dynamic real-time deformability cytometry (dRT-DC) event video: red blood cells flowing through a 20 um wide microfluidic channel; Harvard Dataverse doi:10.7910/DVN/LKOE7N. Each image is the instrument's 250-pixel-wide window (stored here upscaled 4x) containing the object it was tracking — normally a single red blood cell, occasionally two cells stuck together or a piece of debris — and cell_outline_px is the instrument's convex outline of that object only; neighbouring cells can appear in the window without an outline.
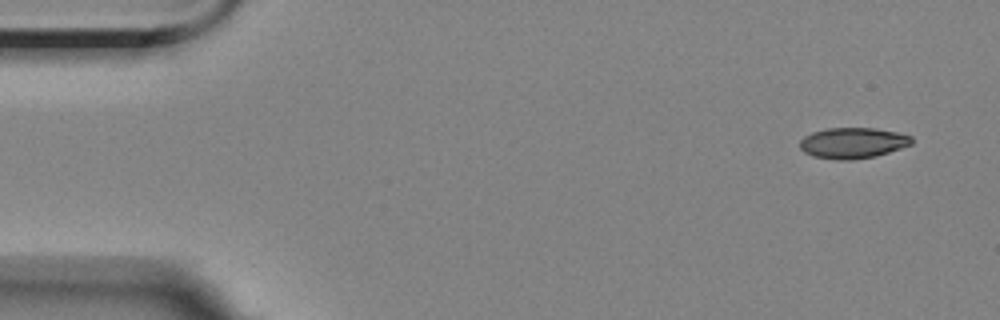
{"species": "Egyptian fruit bat (a non-hibernating species)", "species_latin": "Rousettus aegyptiacus", "temperature_condition": "room temperature", "stored_images_in_passage": 7, "camera_frame_rate_fps": 3000, "um_per_image_px": 0.085, "animal": {"sex": "female"}, "frame": {"image": 1, "passage_image": 1, "time_ms": 0.0, "image_size_px": [1000, 320], "cell_outline_px": [[912, 144], [876, 156], [852, 160], [836, 160], [812, 156], [804, 152], [800, 148], [800, 140], [804, 136], [812, 132], [828, 128], [876, 128], [896, 132], [912, 136]], "centroid_in_image_um": [72.47, 12.15], "position_along_channel_um": 12.5, "area_um2": 20.11}}
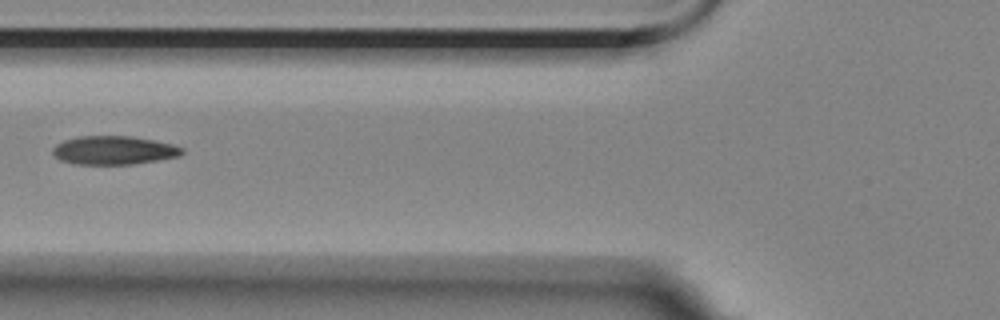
{"frame": {"image": 2, "passage_image": 6, "time_ms": 6.0, "image_size_px": [1000, 320], "cell_outline_px": [[184, 152], [180, 156], [132, 164], [76, 164], [60, 160], [52, 152], [52, 148], [56, 144], [64, 140], [80, 136], [132, 136], [156, 140], [172, 144], [184, 148]], "centroid_in_image_um": [9.69, 12.76], "position_along_channel_um": 116.1, "area_um2": 21.56}}
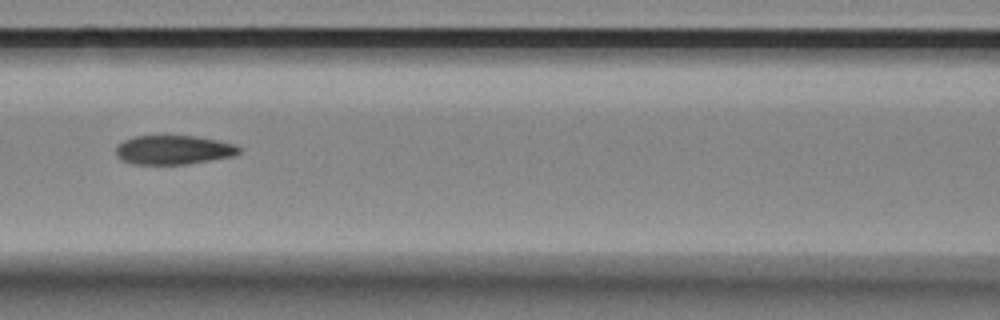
{"frame": {"image": 3, "passage_image": 7, "time_ms": 7.0, "image_size_px": [1000, 320], "cell_outline_px": [[240, 152], [232, 156], [188, 164], [132, 164], [120, 160], [116, 156], [116, 144], [124, 140], [136, 136], [196, 136], [236, 144], [240, 148]], "centroid_in_image_um": [14.71, 12.74], "position_along_channel_um": 151.9, "area_um2": 20.92}}